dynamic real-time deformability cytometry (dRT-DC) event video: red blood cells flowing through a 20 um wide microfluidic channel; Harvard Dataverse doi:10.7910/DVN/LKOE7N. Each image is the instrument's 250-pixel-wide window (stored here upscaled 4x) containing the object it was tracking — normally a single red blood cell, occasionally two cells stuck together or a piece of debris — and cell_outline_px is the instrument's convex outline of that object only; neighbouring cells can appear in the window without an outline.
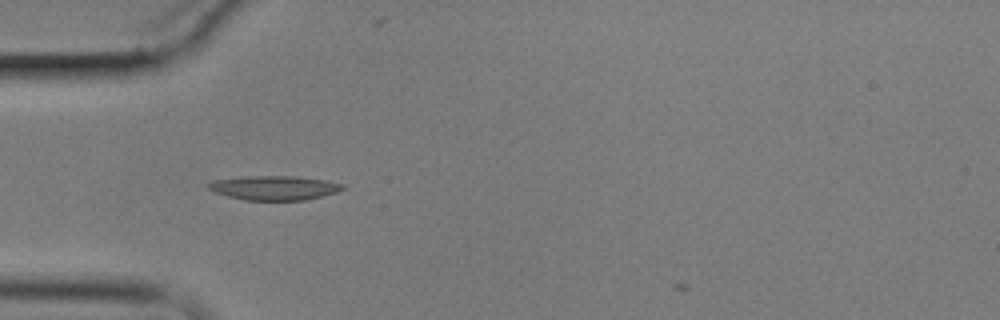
{"species": "common noctule bat (a hibernating species)", "species_latin": "Nyctalus noctula", "temperature_condition": "cold", "stored_images_in_passage": 40, "camera_frame_rate_fps": 3000, "um_per_image_px": 0.085, "animal": {"sex": "male", "body_mass_g": 17.9}, "frame": {"image": 1, "passage_image": 1, "time_ms": 0.0, "image_size_px": [1000, 320], "cell_outline_px": [[344, 188], [336, 192], [304, 200], [244, 200], [228, 196], [216, 192], [208, 188], [208, 184], [212, 180], [244, 176], [292, 176], [324, 180], [344, 184]], "centroid_in_image_um": [23.28, 15.96], "position_along_channel_um": 61.7, "area_um2": 18.79}}
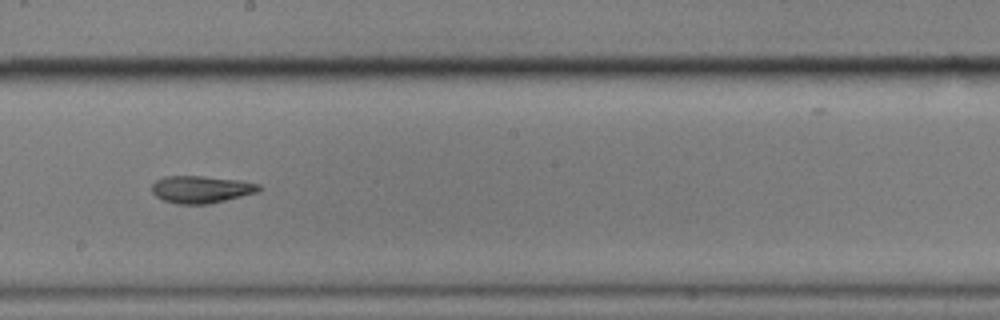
{"frame": {"image": 2, "passage_image": 16, "time_ms": 5.0, "image_size_px": [1000, 320], "cell_outline_px": [[264, 188], [260, 192], [208, 204], [176, 204], [164, 200], [156, 196], [152, 192], [152, 184], [156, 180], [164, 176], [204, 176], [240, 180], [260, 184]], "centroid_in_image_um": [17.14, 16.09], "position_along_channel_um": 231.1, "area_um2": 17.22}}
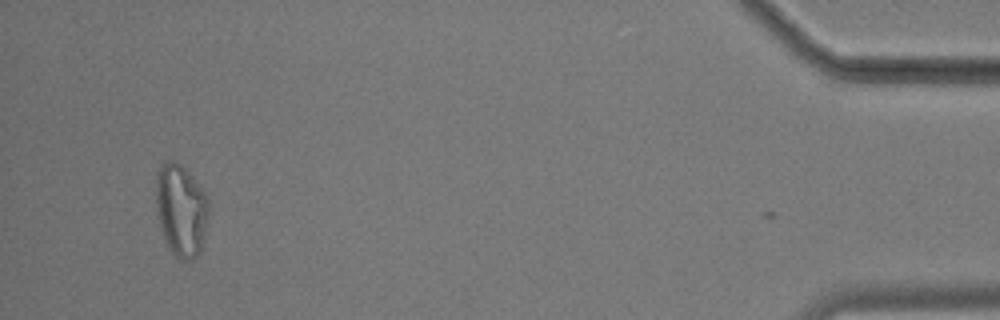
{"frame": {"image": 3, "passage_image": 39, "time_ms": 12.667, "image_size_px": [1000, 320], "cell_outline_px": [[212, 208], [200, 252], [192, 260], [180, 260], [172, 252], [164, 240], [156, 216], [156, 172], [160, 164], [164, 160], [176, 160], [200, 184], [208, 196]], "centroid_in_image_um": [15.41, 17.83], "position_along_channel_um": 419.8, "area_um2": 29.42}, "authors_computed_cell_mechanics": {"area_um2": 17.6001, "velocity_mm_per_s": 3.4228, "shape_relaxation_time_tau1_ms": 9.7816, "shape_relaxation_time_tau2_ms": null, "deformation_change_tau1": 0.2447, "deformation_change_tau2": null}}